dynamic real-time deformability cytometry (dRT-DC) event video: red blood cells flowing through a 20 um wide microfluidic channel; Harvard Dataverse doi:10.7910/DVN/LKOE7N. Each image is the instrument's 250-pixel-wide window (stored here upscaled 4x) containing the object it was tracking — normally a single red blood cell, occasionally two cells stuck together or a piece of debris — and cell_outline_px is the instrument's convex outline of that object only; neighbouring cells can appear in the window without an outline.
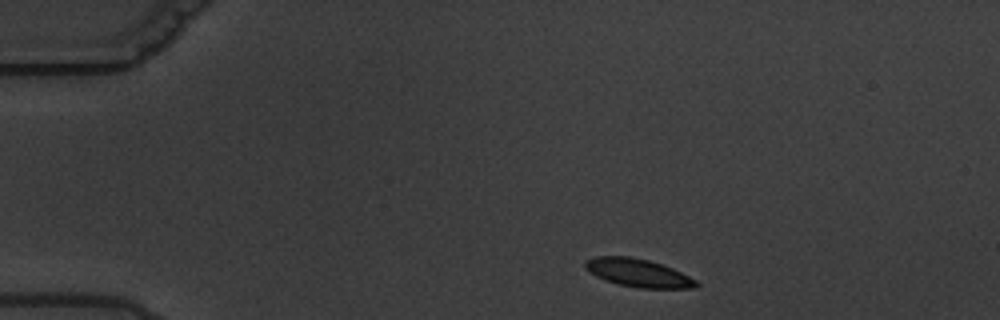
{"species": "common noctule bat (a hibernating species)", "species_latin": "Nyctalus noctula", "temperature_condition": "warm", "stored_images_in_passage": 3, "camera_frame_rate_fps": 3000, "um_per_image_px": 0.085, "animal": {"sex": "male", "body_mass_g": 19.5, "forearm_length_mm": 54.6}, "frame": {"image": 1, "passage_image": 1, "time_ms": 0.0, "image_size_px": [1000, 320], "cell_outline_px": [[700, 284], [696, 288], [640, 288], [616, 284], [604, 280], [596, 276], [584, 268], [584, 260], [596, 256], [628, 256], [648, 260], [672, 268], [696, 280]], "centroid_in_image_um": [54.2, 23.2], "position_along_channel_um": 30.8, "area_um2": 18.21}}